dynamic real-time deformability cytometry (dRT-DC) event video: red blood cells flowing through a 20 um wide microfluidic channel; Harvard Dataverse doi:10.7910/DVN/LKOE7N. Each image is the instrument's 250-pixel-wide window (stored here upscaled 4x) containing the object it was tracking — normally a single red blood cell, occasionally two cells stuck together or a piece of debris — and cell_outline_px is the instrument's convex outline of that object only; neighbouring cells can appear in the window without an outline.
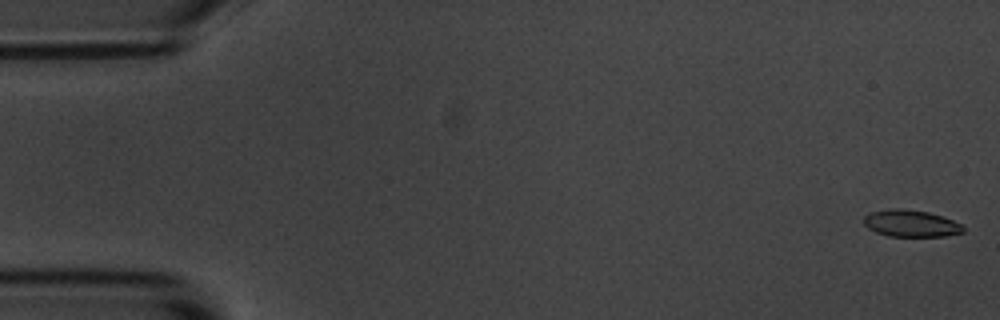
{"species": "common noctule bat (a hibernating species)", "species_latin": "Nyctalus noctula", "temperature_condition": "room temperature", "stored_images_in_passage": 55, "camera_frame_rate_fps": 3000, "um_per_image_px": 0.085, "animal": {"sex": "male", "body_mass_g": 20.1, "forearm_length_mm": 53.5}, "frame": {"image": 1, "passage_image": 1, "time_ms": 0.0, "image_size_px": [1000, 320], "cell_outline_px": [[964, 232], [944, 236], [888, 236], [876, 232], [868, 228], [864, 224], [864, 216], [872, 212], [892, 208], [900, 208], [928, 212], [964, 224]], "centroid_in_image_um": [77.44, 18.99], "position_along_channel_um": 7.6, "area_um2": 15.49}}
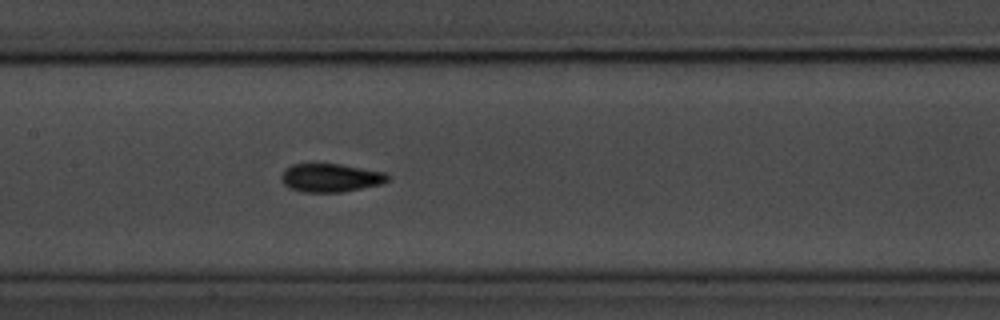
{"frame": {"image": 2, "passage_image": 26, "time_ms": 8.333, "image_size_px": [1000, 320], "cell_outline_px": [[388, 180], [380, 184], [340, 192], [304, 192], [288, 188], [280, 180], [280, 176], [284, 168], [292, 164], [340, 164], [384, 172], [388, 176]], "centroid_in_image_um": [28.02, 15.11], "position_along_channel_um": 179.4, "area_um2": 17.51}}
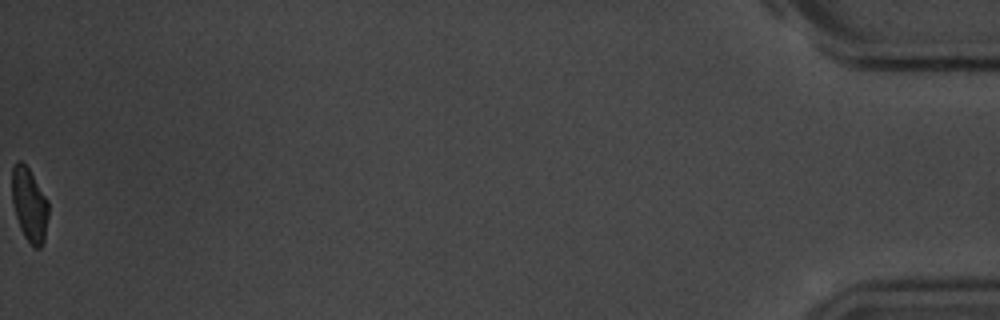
{"frame": {"image": 3, "passage_image": 55, "time_ms": 18.0, "image_size_px": [1000, 320], "cell_outline_px": [[48, 216], [44, 244], [40, 248], [32, 248], [24, 236], [20, 228], [16, 216], [12, 200], [12, 168], [16, 160], [20, 160], [28, 168], [48, 200]], "centroid_in_image_um": [2.5, 17.44], "position_along_channel_um": 432.7, "area_um2": 15.78}, "authors_computed_cell_mechanics": {"area_um2": 16.7042, "velocity_mm_per_s": 3.6776, "shape_relaxation_time_tau1_ms": 4.3581, "shape_relaxation_time_tau2_ms": 2.6104, "deformation_change_tau1": 0.1297, "deformation_change_tau2": 0.0697}}